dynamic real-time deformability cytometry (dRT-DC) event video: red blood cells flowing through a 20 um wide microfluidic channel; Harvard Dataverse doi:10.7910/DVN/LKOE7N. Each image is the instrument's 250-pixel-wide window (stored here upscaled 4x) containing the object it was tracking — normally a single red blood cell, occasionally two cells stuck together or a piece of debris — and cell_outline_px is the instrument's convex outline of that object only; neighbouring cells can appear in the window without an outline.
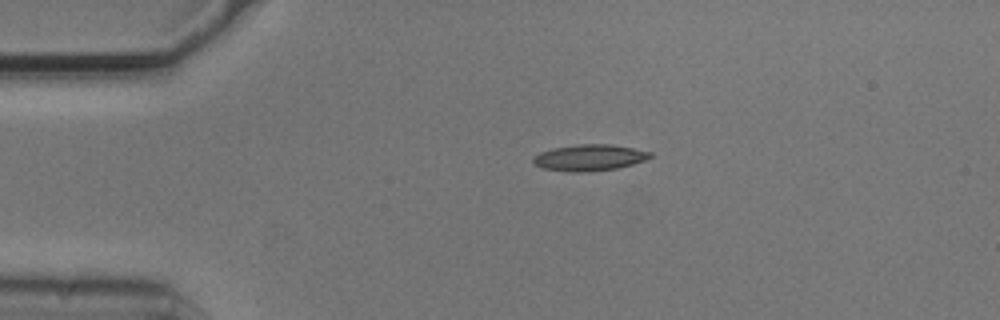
{"species": "common noctule bat (a hibernating species)", "species_latin": "Nyctalus noctula", "temperature_condition": "cold", "stored_images_in_passage": 30, "camera_frame_rate_fps": 3000, "um_per_image_px": 0.085, "animal": {"sex": "male", "body_mass_g": 20.5, "forearm_length_mm": 52.5}, "frame": {"image": 1, "passage_image": 1, "time_ms": 0.0, "image_size_px": [1000, 320], "cell_outline_px": [[652, 156], [644, 160], [632, 164], [616, 168], [588, 172], [568, 172], [544, 168], [536, 164], [532, 160], [532, 156], [540, 152], [552, 148], [580, 144], [612, 144], [652, 152]], "centroid_in_image_um": [50.08, 13.39], "position_along_channel_um": 34.9, "area_um2": 17.86}}
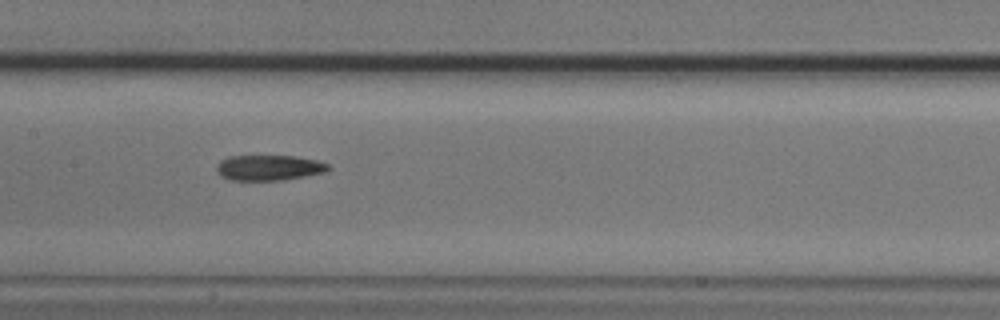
{"frame": {"image": 2, "passage_image": 16, "time_ms": 5.0, "image_size_px": [1000, 320], "cell_outline_px": [[332, 168], [328, 172], [280, 180], [228, 180], [220, 176], [216, 172], [216, 164], [220, 160], [228, 156], [296, 156], [316, 160], [328, 164]], "centroid_in_image_um": [22.84, 14.25], "position_along_channel_um": 184.6, "area_um2": 16.76}}
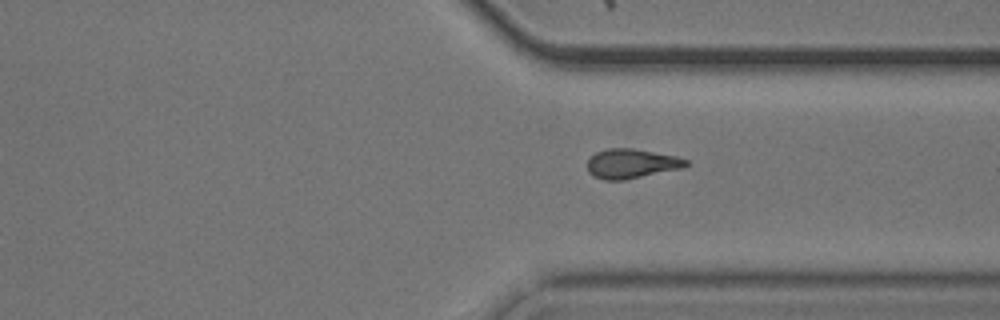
{"frame": {"image": 3, "passage_image": 30, "time_ms": 9.667, "image_size_px": [1000, 320], "cell_outline_px": [[688, 164], [684, 168], [624, 180], [604, 180], [592, 176], [588, 172], [588, 160], [596, 152], [608, 148], [632, 148], [676, 156], [688, 160]], "centroid_in_image_um": [53.67, 13.91], "position_along_channel_um": 357.7, "area_um2": 16.99}}